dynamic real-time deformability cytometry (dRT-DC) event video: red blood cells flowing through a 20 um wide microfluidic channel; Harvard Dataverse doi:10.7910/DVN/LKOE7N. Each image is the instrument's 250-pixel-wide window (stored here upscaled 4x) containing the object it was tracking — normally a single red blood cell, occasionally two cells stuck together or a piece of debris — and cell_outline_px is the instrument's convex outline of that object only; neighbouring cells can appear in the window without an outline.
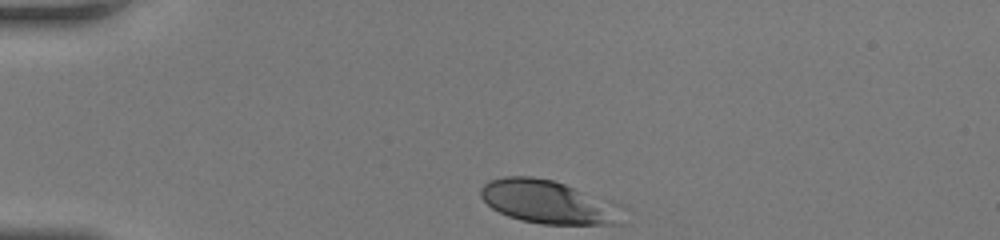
{"species": "human", "species_latin": "Homo sapiens", "temperature_condition": "room temperature", "stored_images_in_passage": 31, "camera_frame_rate_fps": 3000, "um_per_image_px": 0.085, "donor": {"sex": "female"}, "frame": {"image": 1, "passage_image": 1, "time_ms": 0.0, "image_size_px": [1000, 240], "cell_outline_px": [[620, 224], [540, 224], [520, 220], [508, 216], [492, 208], [480, 196], [480, 188], [488, 180], [504, 176], [532, 176], [552, 180], [564, 184], [580, 192]], "centroid_in_image_um": [46.05, 17.14], "position_along_channel_um": 38.9, "area_um2": 32.31}}
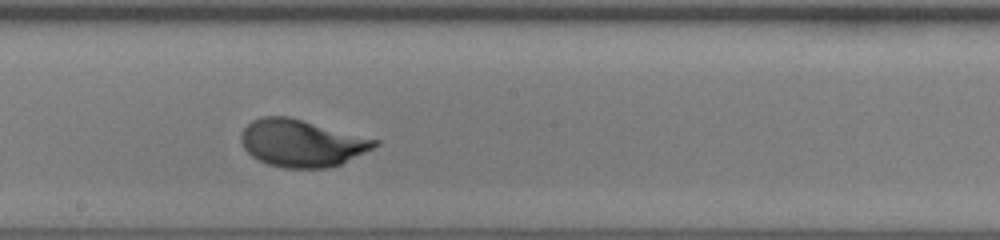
{"frame": {"image": 2, "passage_image": 18, "time_ms": 5.667, "image_size_px": [1000, 240], "cell_outline_px": [[380, 144], [340, 164], [328, 168], [284, 168], [268, 164], [252, 156], [244, 148], [240, 140], [240, 132], [252, 120], [260, 116], [288, 116], [380, 140]], "centroid_in_image_um": [25.62, 12.15], "position_along_channel_um": 222.6, "area_um2": 36.65}}
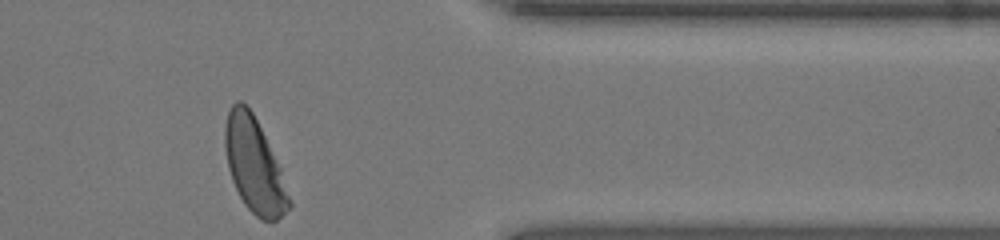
{"frame": {"image": 3, "passage_image": 31, "time_ms": 10.0, "image_size_px": [1000, 240], "cell_outline_px": [[292, 204], [272, 224], [260, 220], [244, 204], [232, 180], [228, 168], [224, 144], [224, 128], [228, 112], [232, 104], [236, 100], [240, 100], [252, 112], [280, 168]], "centroid_in_image_um": [21.59, 14.08], "position_along_channel_um": 389.8, "area_um2": 34.8}, "authors_computed_cell_mechanics": {"area_um2": 35.6626, "velocity_mm_per_s": 4.1619, "shape_relaxation_time_tau1_ms": 2.5633, "shape_relaxation_time_tau2_ms": null, "deformation_change_tau1": 0.1625, "deformation_change_tau2": null}}